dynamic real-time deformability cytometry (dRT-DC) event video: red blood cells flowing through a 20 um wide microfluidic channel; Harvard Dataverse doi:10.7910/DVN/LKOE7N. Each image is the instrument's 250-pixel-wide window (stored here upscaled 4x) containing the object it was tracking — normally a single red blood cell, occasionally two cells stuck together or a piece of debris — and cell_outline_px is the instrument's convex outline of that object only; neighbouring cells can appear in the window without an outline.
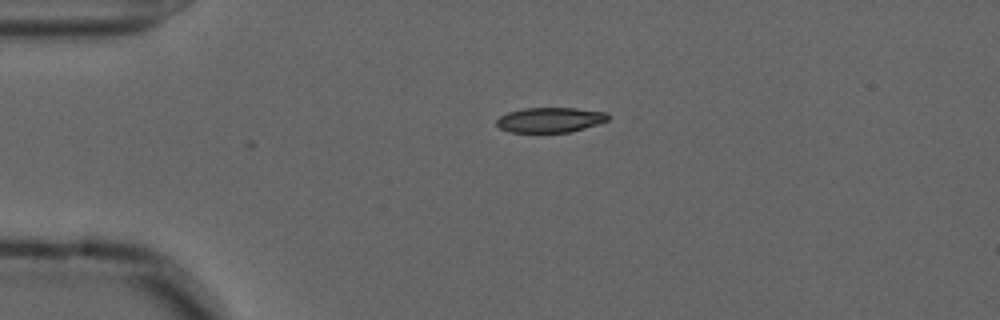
{"species": "common noctule bat (a hibernating species)", "species_latin": "Nyctalus noctula", "temperature_condition": "cold", "stored_images_in_passage": 44, "camera_frame_rate_fps": 3000, "um_per_image_px": 0.085, "animal": {"sex": "male", "forearm_length_mm": 52.5}, "frame": {"image": 1, "passage_image": 1, "time_ms": 0.0, "image_size_px": [1000, 320], "cell_outline_px": [[608, 120], [584, 128], [568, 132], [508, 132], [500, 128], [496, 124], [496, 120], [500, 116], [508, 112], [524, 108], [576, 108], [608, 112]], "centroid_in_image_um": [46.74, 10.18], "position_along_channel_um": 38.3, "area_um2": 16.18}}
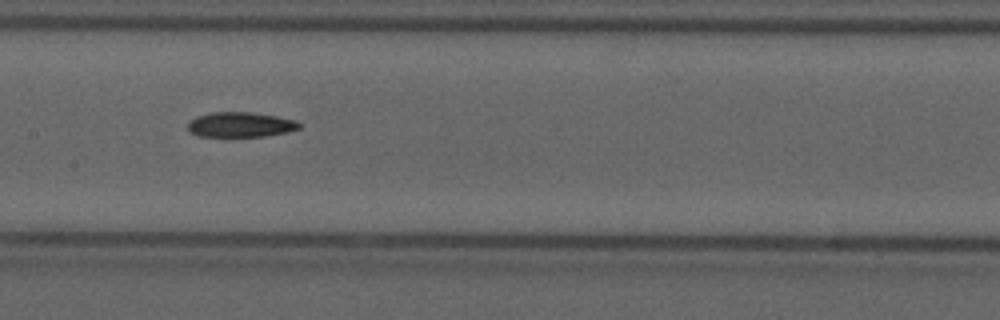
{"frame": {"image": 2, "passage_image": 16, "time_ms": 5.0, "image_size_px": [1000, 320], "cell_outline_px": [[300, 128], [288, 132], [264, 136], [196, 136], [188, 132], [188, 120], [196, 116], [212, 112], [252, 112], [276, 116], [296, 120], [300, 124]], "centroid_in_image_um": [20.4, 10.59], "position_along_channel_um": 187.0, "area_um2": 16.36}}
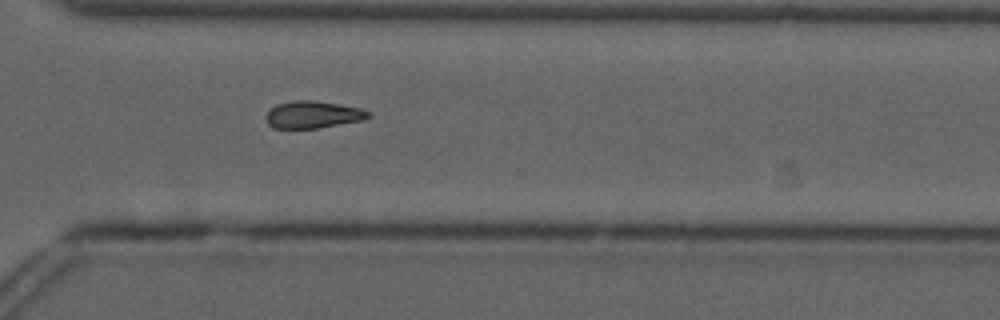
{"frame": {"image": 3, "passage_image": 29, "time_ms": 9.333, "image_size_px": [1000, 320], "cell_outline_px": [[372, 116], [360, 120], [316, 128], [272, 128], [268, 124], [264, 116], [276, 104], [296, 100], [316, 100], [360, 108], [372, 112]], "centroid_in_image_um": [26.58, 9.73], "position_along_channel_um": 344.0, "area_um2": 16.13}, "authors_computed_cell_mechanics": {"area_um2": 16.5308, "velocity_mm_per_s": 3.6357, "shape_relaxation_time_tau1_ms": 7.7505, "shape_relaxation_time_tau2_ms": null, "deformation_change_tau1": 0.122, "deformation_change_tau2": null}}